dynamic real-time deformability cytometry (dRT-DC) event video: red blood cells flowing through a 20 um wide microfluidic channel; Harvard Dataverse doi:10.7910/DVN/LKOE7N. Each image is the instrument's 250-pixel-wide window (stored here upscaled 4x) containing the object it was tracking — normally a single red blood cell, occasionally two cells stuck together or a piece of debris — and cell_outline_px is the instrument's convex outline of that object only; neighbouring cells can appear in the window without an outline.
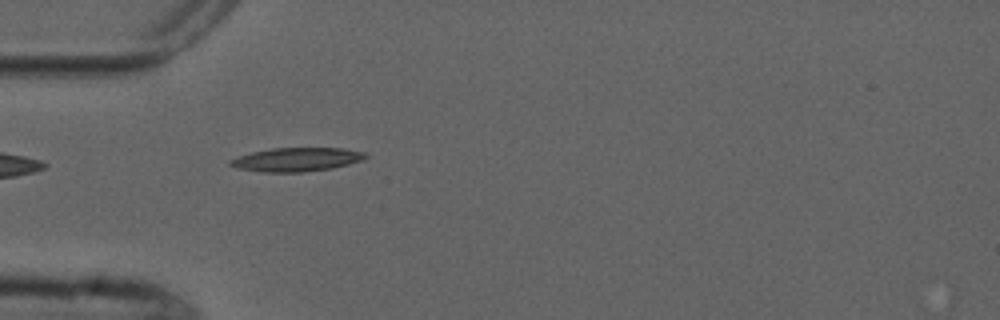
{"species": "common noctule bat (a hibernating species)", "species_latin": "Nyctalus noctula", "temperature_condition": "cold", "stored_images_in_passage": 6, "camera_frame_rate_fps": 3000, "um_per_image_px": 0.085, "animal": {"sex": "male", "forearm_length_mm": 52.5}, "frame": {"image": 1, "passage_image": 5, "time_ms": 4.667, "image_size_px": [1000, 320], "cell_outline_px": [[368, 156], [360, 160], [348, 164], [332, 168], [300, 172], [260, 172], [236, 168], [228, 164], [228, 160], [252, 152], [272, 148], [344, 148], [364, 152]], "centroid_in_image_um": [25.17, 13.56], "position_along_channel_um": 59.8, "area_um2": 18.61}}
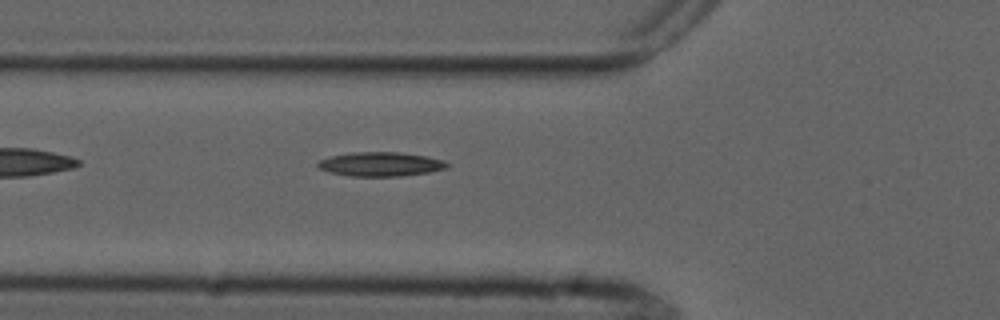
{"frame": {"image": 2, "passage_image": 6, "time_ms": 5.667, "image_size_px": [1000, 320], "cell_outline_px": [[448, 168], [428, 172], [400, 176], [348, 176], [328, 172], [320, 168], [316, 164], [320, 160], [332, 156], [352, 152], [400, 152], [428, 156], [444, 160], [448, 164]], "centroid_in_image_um": [32.36, 13.95], "position_along_channel_um": 93.4, "area_um2": 18.21}}